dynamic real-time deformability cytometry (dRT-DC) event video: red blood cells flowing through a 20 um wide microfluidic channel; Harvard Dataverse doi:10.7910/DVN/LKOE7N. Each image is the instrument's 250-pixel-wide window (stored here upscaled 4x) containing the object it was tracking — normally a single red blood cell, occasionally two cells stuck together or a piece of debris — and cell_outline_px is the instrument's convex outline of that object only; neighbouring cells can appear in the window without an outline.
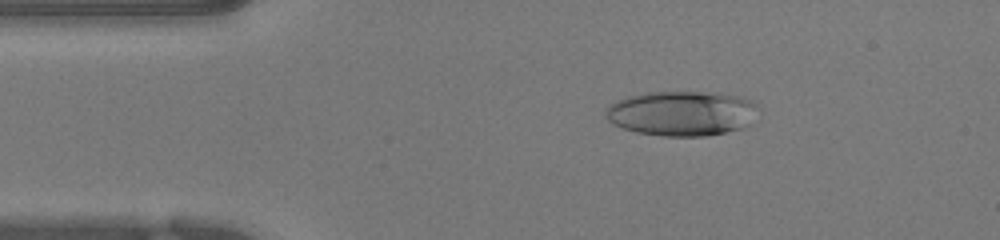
{"species": "human", "species_latin": "Homo sapiens", "temperature_condition": "warm", "stored_images_in_passage": 50, "camera_frame_rate_fps": 3000, "um_per_image_px": 0.085, "donor": {"sex": "female"}, "frame": {"image": 1, "passage_image": 8, "time_ms": 2.333, "image_size_px": [1000, 240], "cell_outline_px": [[760, 108], [756, 124], [744, 128], [704, 136], [660, 136], [636, 132], [612, 124], [604, 116], [604, 108], [616, 100], [628, 96], [648, 92], [716, 92], [736, 96], [748, 100], [756, 104]], "centroid_in_image_um": [57.99, 9.64], "position_along_channel_um": 27.0, "area_um2": 40.69}}
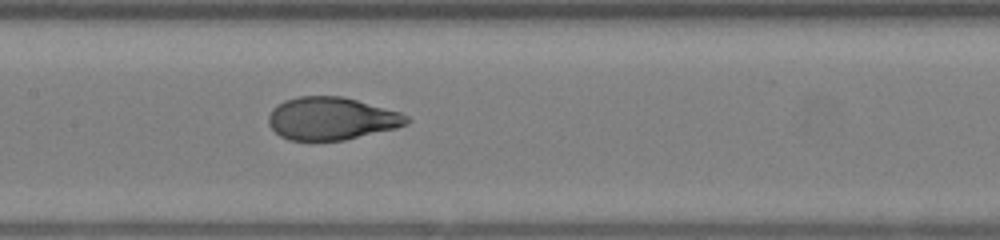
{"frame": {"image": 2, "passage_image": 23, "time_ms": 7.333, "image_size_px": [1000, 240], "cell_outline_px": [[412, 120], [408, 124], [396, 128], [344, 140], [288, 140], [280, 136], [268, 124], [268, 116], [272, 108], [284, 100], [300, 96], [340, 96], [356, 100], [400, 112], [408, 116]], "centroid_in_image_um": [28.17, 10.08], "position_along_channel_um": 179.2, "area_um2": 34.33}}
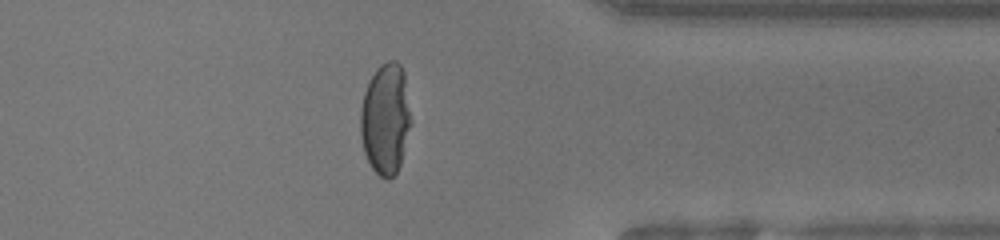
{"frame": {"image": 3, "passage_image": 39, "time_ms": 12.667, "image_size_px": [1000, 240], "cell_outline_px": [[412, 124], [400, 164], [396, 172], [388, 180], [380, 176], [372, 168], [364, 152], [360, 132], [360, 112], [364, 92], [376, 68], [380, 64], [388, 60], [396, 60], [400, 64], [404, 72]], "centroid_in_image_um": [32.78, 10.09], "position_along_channel_um": 378.6, "area_um2": 32.83}, "authors_computed_cell_mechanics": {"area_um2": 35.547, "velocity_mm_per_s": 3.9761, "shape_relaxation_time_tau1_ms": 6.927, "shape_relaxation_time_tau2_ms": null, "deformation_change_tau1": 0.3301, "deformation_change_tau2": null}}